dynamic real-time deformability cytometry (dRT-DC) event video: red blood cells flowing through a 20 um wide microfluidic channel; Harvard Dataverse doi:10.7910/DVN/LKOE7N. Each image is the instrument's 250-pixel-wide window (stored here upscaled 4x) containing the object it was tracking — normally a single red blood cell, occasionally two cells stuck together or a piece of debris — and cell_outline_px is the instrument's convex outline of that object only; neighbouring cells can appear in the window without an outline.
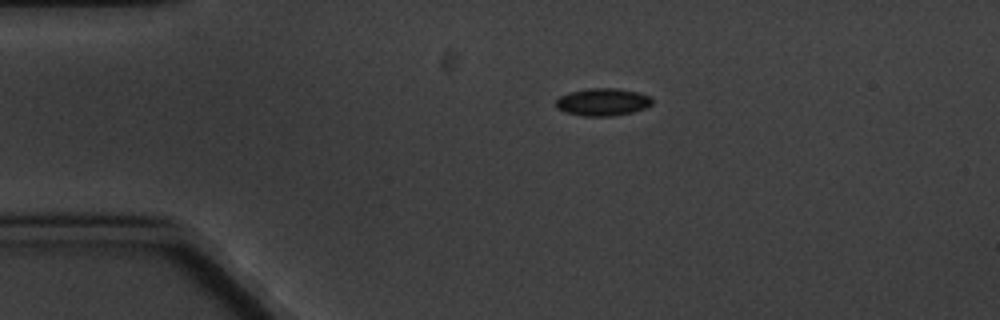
{"species": "common noctule bat (a hibernating species)", "species_latin": "Nyctalus noctula", "temperature_condition": "cold", "stored_images_in_passage": 5, "camera_frame_rate_fps": 3000, "um_per_image_px": 0.085, "animal": {"sex": "male", "body_mass_g": 20.1, "forearm_length_mm": 53.5}, "frame": {"image": 1, "passage_image": 1, "time_ms": 0.0, "image_size_px": [1000, 320], "cell_outline_px": [[652, 104], [644, 108], [632, 112], [612, 116], [580, 116], [564, 112], [556, 108], [556, 100], [560, 96], [572, 92], [588, 88], [616, 88], [636, 92], [652, 96]], "centroid_in_image_um": [51.22, 8.68], "position_along_channel_um": 33.8, "area_um2": 15.43}}
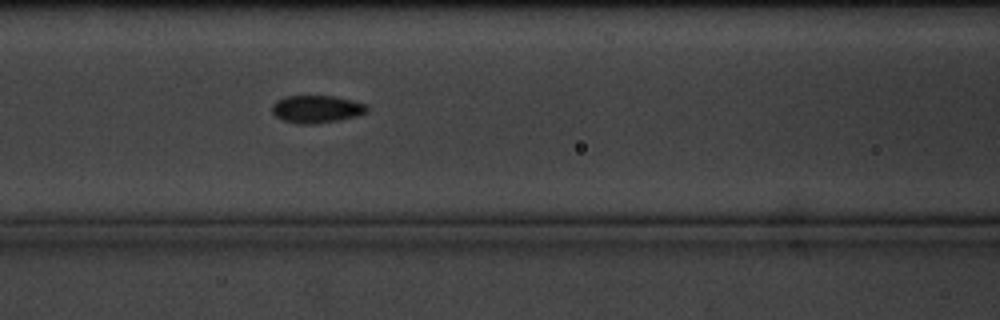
{"frame": {"image": 2, "passage_image": 5, "time_ms": 4.333, "image_size_px": [1000, 320], "cell_outline_px": [[368, 112], [356, 116], [336, 120], [312, 124], [296, 124], [284, 120], [276, 116], [272, 112], [272, 104], [276, 100], [288, 96], [336, 96], [368, 104]], "centroid_in_image_um": [26.92, 9.26], "position_along_channel_um": 139.7, "area_um2": 15.26}}